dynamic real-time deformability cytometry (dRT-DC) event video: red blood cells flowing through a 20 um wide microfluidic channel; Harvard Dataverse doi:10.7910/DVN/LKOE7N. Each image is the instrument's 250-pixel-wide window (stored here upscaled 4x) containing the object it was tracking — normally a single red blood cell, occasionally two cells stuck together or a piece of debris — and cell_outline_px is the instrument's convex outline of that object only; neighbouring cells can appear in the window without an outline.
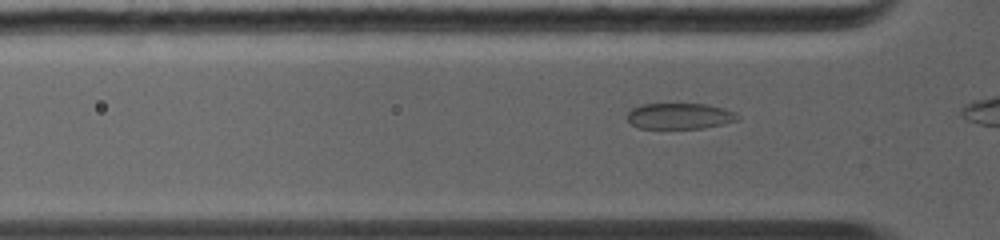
{"species": "common noctule bat (a hibernating species)", "species_latin": "Nyctalus noctula", "temperature_condition": "warm", "stored_images_in_passage": 34, "camera_frame_rate_fps": 5000, "um_per_image_px": 0.085, "animal": {"sex": "female", "body_mass_g": 19.0, "forearm_length_mm": 56.7}, "frame": {"image": 1, "passage_image": 4, "time_ms": 0.8, "image_size_px": [1000, 240], "cell_outline_px": [[740, 116], [736, 120], [724, 124], [704, 128], [640, 128], [632, 124], [624, 116], [632, 108], [640, 104], [704, 104], [724, 108], [736, 112]], "centroid_in_image_um": [57.76, 9.86], "position_along_channel_um": 68.0, "area_um2": 16.76}}
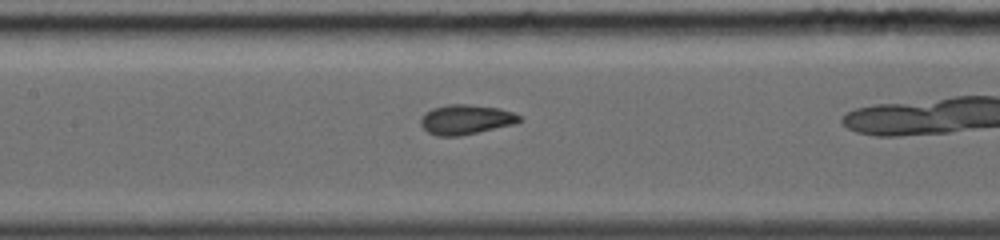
{"frame": {"image": 2, "passage_image": 15, "time_ms": 3.0, "image_size_px": [1000, 240], "cell_outline_px": [[524, 120], [512, 124], [460, 136], [436, 136], [428, 132], [420, 124], [420, 120], [432, 108], [448, 104], [468, 104], [500, 108], [512, 112], [520, 116]], "centroid_in_image_um": [39.6, 10.15], "position_along_channel_um": 167.8, "area_um2": 16.94}}
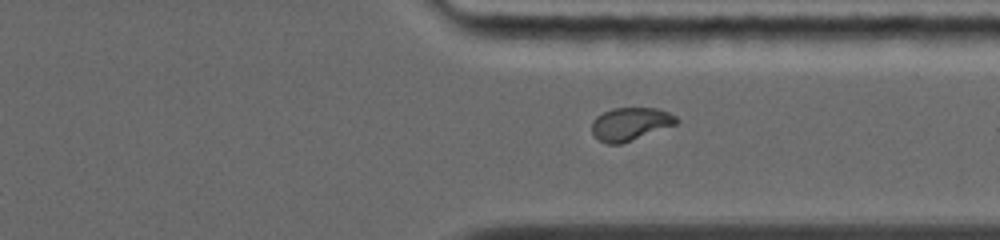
{"frame": {"image": 3, "passage_image": 28, "time_ms": 7.2, "image_size_px": [1000, 240], "cell_outline_px": [[680, 120], [676, 124], [620, 144], [608, 144], [600, 140], [592, 132], [592, 120], [596, 116], [612, 108], [656, 108], [668, 112], [676, 116]], "centroid_in_image_um": [53.57, 10.52], "position_along_channel_um": 357.8, "area_um2": 16.07}}